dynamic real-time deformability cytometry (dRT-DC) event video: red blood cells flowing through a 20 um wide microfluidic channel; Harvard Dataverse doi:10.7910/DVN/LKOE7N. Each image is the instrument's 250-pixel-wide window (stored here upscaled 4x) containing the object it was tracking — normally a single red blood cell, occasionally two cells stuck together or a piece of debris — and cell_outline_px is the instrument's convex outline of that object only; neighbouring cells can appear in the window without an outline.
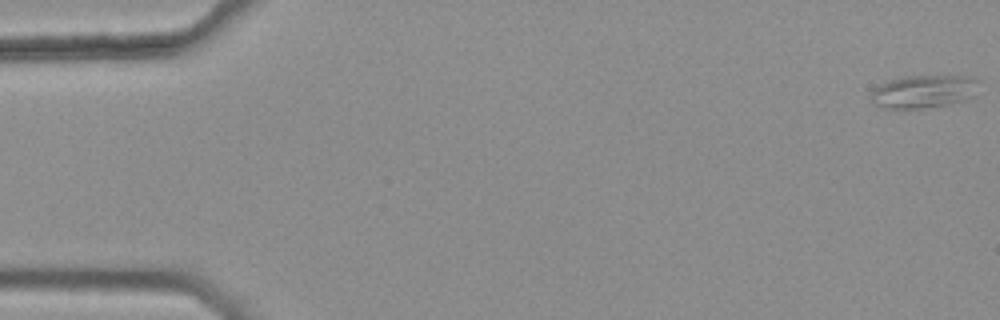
{"species": "common noctule bat (a hibernating species)", "species_latin": "Nyctalus noctula", "temperature_condition": "warm", "stored_images_in_passage": 6, "camera_frame_rate_fps": 3000, "um_per_image_px": 0.085, "animal": {"sex": "female", "body_mass_g": 25.1}, "frame": {"image": 1, "passage_image": 6, "time_ms": 1.667, "image_size_px": [1000, 320], "cell_outline_px": [[980, 80], [976, 96], [964, 100], [948, 104], [920, 108], [880, 108], [872, 104], [868, 96], [872, 88], [888, 80], [904, 76], [964, 76]], "centroid_in_image_um": [78.46, 7.78], "position_along_channel_um": 6.5, "area_um2": 21.15}}